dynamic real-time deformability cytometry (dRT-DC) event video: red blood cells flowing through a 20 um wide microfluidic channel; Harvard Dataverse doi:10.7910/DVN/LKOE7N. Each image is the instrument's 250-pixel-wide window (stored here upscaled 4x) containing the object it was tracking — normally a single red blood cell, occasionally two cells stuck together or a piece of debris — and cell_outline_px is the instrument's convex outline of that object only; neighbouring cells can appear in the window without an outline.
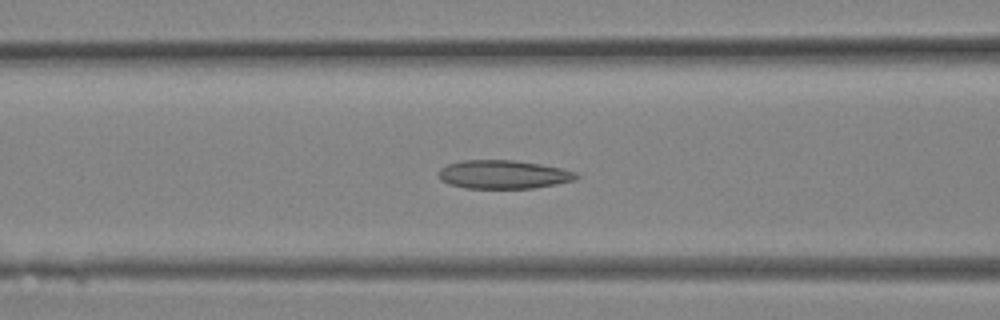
{"species": "Egyptian fruit bat (a non-hibernating species)", "species_latin": "Rousettus aegyptiacus", "temperature_condition": "room temperature", "stored_images_in_passage": 28, "camera_frame_rate_fps": 3000, "um_per_image_px": 0.085, "animal": {"sex": "female"}, "frame": {"image": 1, "passage_image": 11, "time_ms": 3.333, "image_size_px": [1000, 320], "cell_outline_px": [[580, 176], [576, 180], [536, 188], [464, 188], [448, 184], [440, 180], [440, 168], [448, 164], [464, 160], [512, 160], [540, 164], [564, 168], [576, 172]], "centroid_in_image_um": [42.83, 14.83], "position_along_channel_um": 123.8, "area_um2": 23.0}}
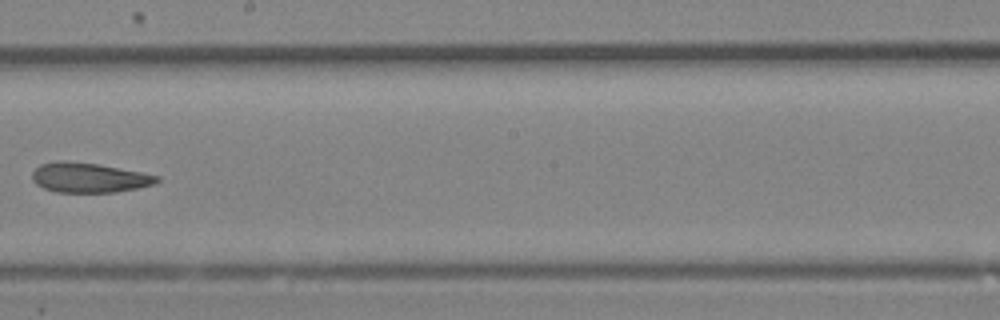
{"frame": {"image": 2, "passage_image": 16, "time_ms": 5.0, "image_size_px": [1000, 320], "cell_outline_px": [[160, 180], [156, 184], [116, 192], [56, 192], [44, 188], [36, 184], [32, 180], [32, 172], [40, 164], [56, 160], [64, 160], [96, 164], [144, 172], [160, 176]], "centroid_in_image_um": [7.57, 15.09], "position_along_channel_um": 240.6, "area_um2": 21.79}}
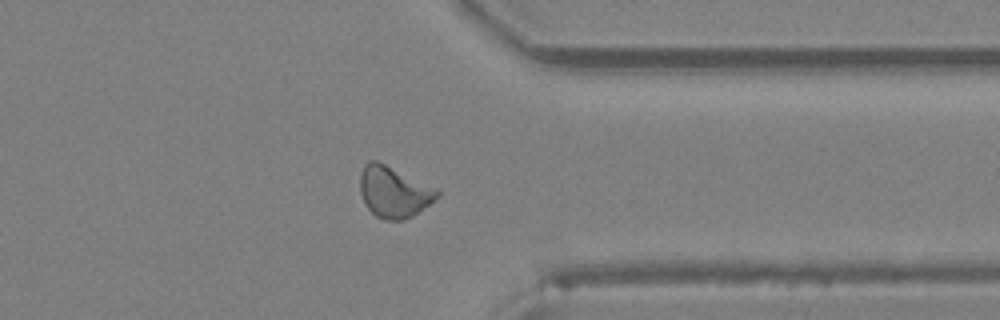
{"frame": {"image": 3, "passage_image": 22, "time_ms": 7.0, "image_size_px": [1000, 320], "cell_outline_px": [[440, 196], [412, 216], [404, 220], [384, 220], [376, 216], [364, 204], [360, 192], [360, 176], [364, 164], [368, 160], [376, 160], [436, 188], [440, 192]], "centroid_in_image_um": [33.45, 16.32], "position_along_channel_um": 377.9, "area_um2": 22.83}}